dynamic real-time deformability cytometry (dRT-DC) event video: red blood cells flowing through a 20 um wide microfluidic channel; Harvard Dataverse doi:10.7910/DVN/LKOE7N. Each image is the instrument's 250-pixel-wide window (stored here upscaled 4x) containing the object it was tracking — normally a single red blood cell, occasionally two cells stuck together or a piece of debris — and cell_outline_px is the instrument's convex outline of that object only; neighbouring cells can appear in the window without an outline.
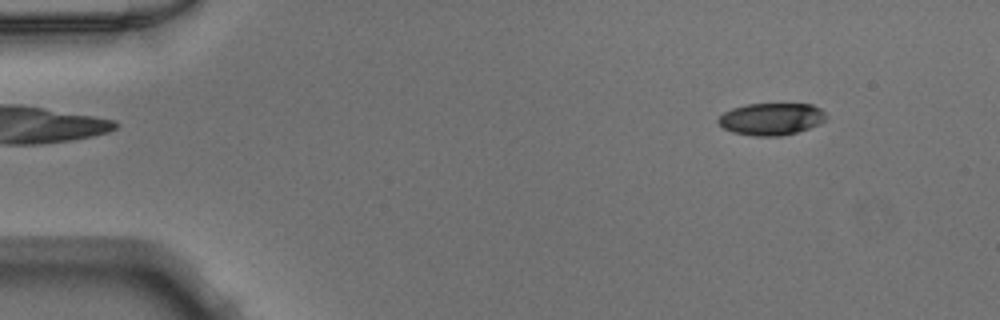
{"species": "Egyptian fruit bat (a non-hibernating species)", "species_latin": "Rousettus aegyptiacus", "temperature_condition": "warm", "stored_images_in_passage": 49, "camera_frame_rate_fps": 3000, "um_per_image_px": 0.085, "animal": {"sex": "male"}, "frame": {"image": 1, "passage_image": 5, "time_ms": 1.333, "image_size_px": [1000, 320], "cell_outline_px": [[828, 116], [820, 124], [796, 132], [780, 136], [752, 136], [732, 132], [724, 128], [716, 120], [724, 112], [732, 108], [744, 104], [812, 104], [820, 108]], "centroid_in_image_um": [65.55, 10.11], "position_along_channel_um": 19.4, "area_um2": 20.23}}
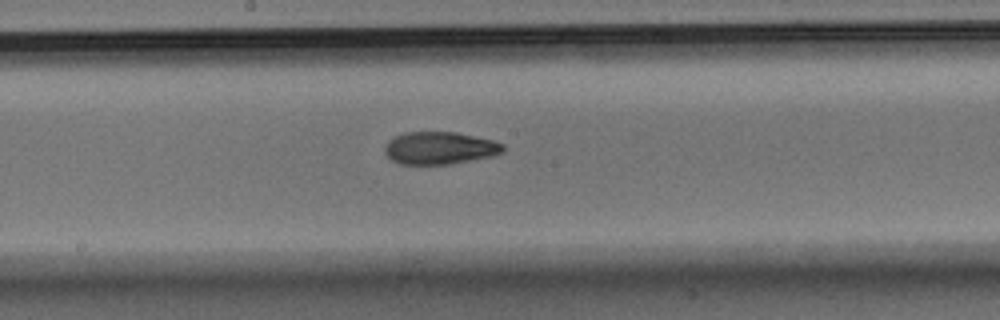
{"frame": {"image": 2, "passage_image": 26, "time_ms": 8.333, "image_size_px": [1000, 320], "cell_outline_px": [[504, 148], [500, 152], [492, 156], [452, 164], [400, 164], [392, 160], [384, 152], [384, 148], [388, 140], [392, 136], [404, 132], [456, 132], [492, 140], [504, 144]], "centroid_in_image_um": [37.33, 12.58], "position_along_channel_um": 210.9, "area_um2": 22.43}}
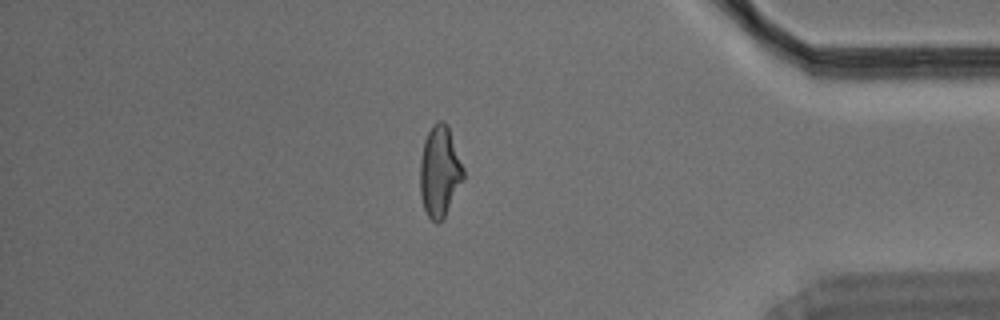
{"frame": {"image": 3, "passage_image": 42, "time_ms": 13.667, "image_size_px": [1000, 320], "cell_outline_px": [[464, 180], [444, 216], [436, 224], [428, 216], [424, 208], [420, 192], [420, 160], [424, 140], [432, 124], [440, 120], [444, 120], [448, 124], [464, 168]], "centroid_in_image_um": [37.38, 14.53], "position_along_channel_um": 397.8, "area_um2": 23.06}}